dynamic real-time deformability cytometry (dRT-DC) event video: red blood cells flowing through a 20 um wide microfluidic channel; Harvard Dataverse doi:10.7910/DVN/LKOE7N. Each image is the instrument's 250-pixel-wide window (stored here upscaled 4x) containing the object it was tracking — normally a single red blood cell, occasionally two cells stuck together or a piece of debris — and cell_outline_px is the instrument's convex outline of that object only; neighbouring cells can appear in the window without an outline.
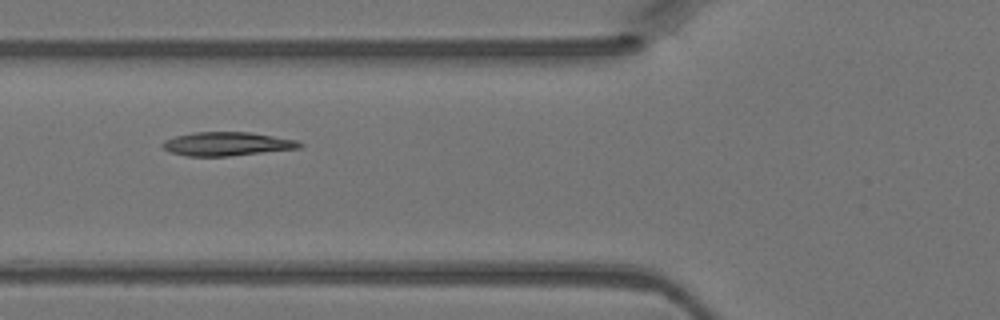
{"species": "Egyptian fruit bat (a non-hibernating species)", "species_latin": "Rousettus aegyptiacus", "temperature_condition": "warm", "stored_images_in_passage": 2, "camera_frame_rate_fps": 3000, "um_per_image_px": 0.085, "animal": {"sex": "female"}, "frame": {"image": 1, "passage_image": 2, "time_ms": 0.333, "image_size_px": [1000, 320], "cell_outline_px": [[304, 144], [300, 148], [228, 156], [188, 156], [168, 152], [160, 144], [164, 140], [176, 136], [192, 132], [248, 132], [296, 140]], "centroid_in_image_um": [19.25, 12.23], "position_along_channel_um": 106.6, "area_um2": 18.84}}